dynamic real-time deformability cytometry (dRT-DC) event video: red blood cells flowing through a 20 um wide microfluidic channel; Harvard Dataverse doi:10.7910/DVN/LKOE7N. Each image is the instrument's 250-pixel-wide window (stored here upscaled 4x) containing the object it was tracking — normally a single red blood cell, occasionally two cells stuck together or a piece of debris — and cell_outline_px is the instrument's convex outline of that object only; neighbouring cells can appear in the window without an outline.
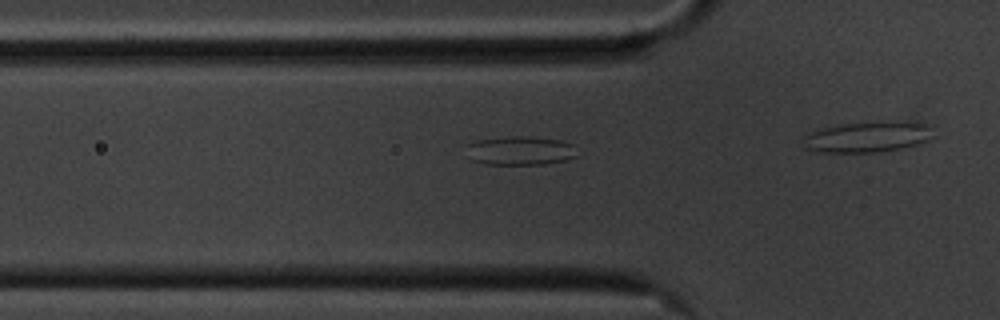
{"species": "common noctule bat (a hibernating species)", "species_latin": "Nyctalus noctula", "temperature_condition": "cold", "stored_images_in_passage": 14, "camera_frame_rate_fps": 3000, "um_per_image_px": 0.085, "animal": {"sex": "male", "body_mass_g": 20.1, "forearm_length_mm": 53.5}, "frame": {"image": 1, "passage_image": 10, "time_ms": 3.0, "image_size_px": [1000, 320], "cell_outline_px": [[580, 156], [568, 160], [544, 164], [488, 164], [472, 160], [468, 144], [476, 140], [508, 136], [532, 136], [560, 140], [572, 144]], "centroid_in_image_um": [44.32, 12.8], "position_along_channel_um": 81.5, "area_um2": 18.67}}